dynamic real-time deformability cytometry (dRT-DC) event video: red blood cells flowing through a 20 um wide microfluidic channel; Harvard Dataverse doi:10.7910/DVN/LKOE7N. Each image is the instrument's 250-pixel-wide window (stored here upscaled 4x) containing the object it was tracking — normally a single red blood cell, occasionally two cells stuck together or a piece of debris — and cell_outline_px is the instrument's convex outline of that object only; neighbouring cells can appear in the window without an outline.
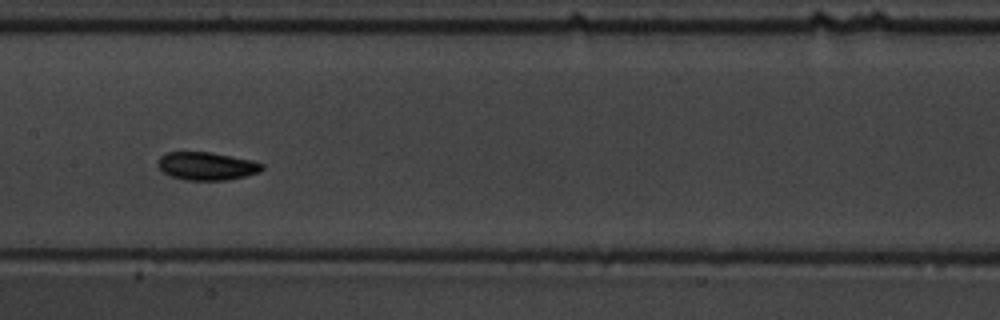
{"species": "common noctule bat (a hibernating species)", "species_latin": "Nyctalus noctula", "temperature_condition": "warm", "stored_images_in_passage": 10, "camera_frame_rate_fps": 3000, "um_per_image_px": 0.085, "animal": {"sex": "male", "body_mass_g": 19.5, "forearm_length_mm": 54.6}, "frame": {"image": 1, "passage_image": 9, "time_ms": 9.333, "image_size_px": [1000, 320], "cell_outline_px": [[264, 168], [260, 172], [228, 180], [188, 180], [172, 176], [164, 172], [156, 164], [160, 156], [168, 152], [212, 152], [252, 160], [264, 164]], "centroid_in_image_um": [17.59, 14.11], "position_along_channel_um": 189.8, "area_um2": 16.99}}
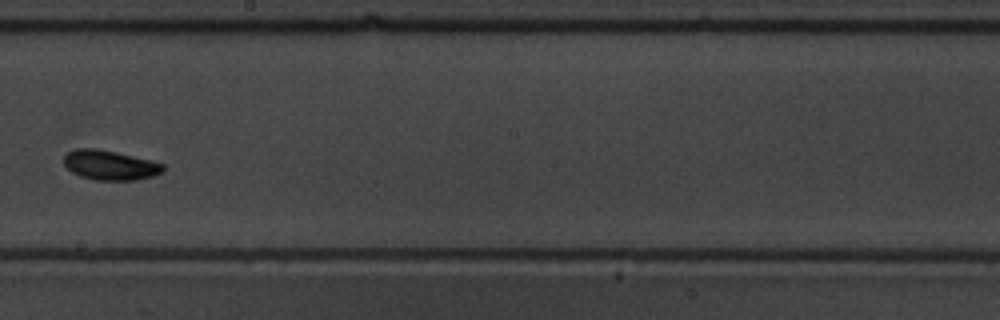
{"frame": {"image": 2, "passage_image": 10, "time_ms": 10.667, "image_size_px": [1000, 320], "cell_outline_px": [[164, 172], [152, 176], [136, 180], [96, 180], [80, 176], [72, 172], [64, 164], [64, 156], [68, 152], [76, 148], [96, 148], [116, 152], [164, 164]], "centroid_in_image_um": [9.34, 14.04], "position_along_channel_um": 238.9, "area_um2": 17.05}}